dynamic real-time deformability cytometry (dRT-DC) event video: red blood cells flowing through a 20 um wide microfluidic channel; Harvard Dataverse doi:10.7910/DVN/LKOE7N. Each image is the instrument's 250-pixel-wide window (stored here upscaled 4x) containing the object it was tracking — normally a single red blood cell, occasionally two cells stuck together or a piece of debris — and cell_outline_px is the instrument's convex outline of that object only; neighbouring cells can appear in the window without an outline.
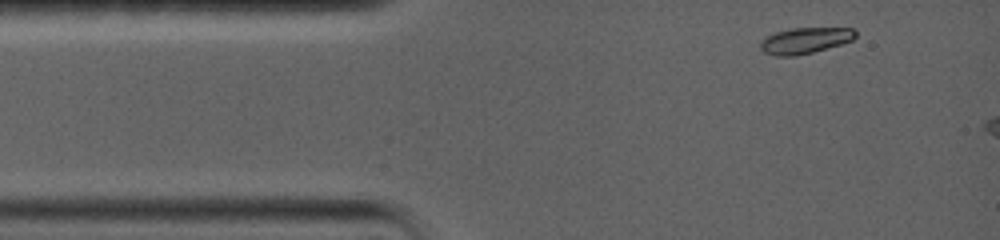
{"species": "common noctule bat (a hibernating species)", "species_latin": "Nyctalus noctula", "temperature_condition": "warm", "stored_images_in_passage": 4, "camera_frame_rate_fps": 5000, "um_per_image_px": 0.085, "animal": {"sex": "female", "body_mass_g": 19.0, "forearm_length_mm": 56.7}, "frame": {"image": 1, "passage_image": 1, "time_ms": 0.0, "image_size_px": [1000, 240], "cell_outline_px": [[856, 36], [852, 40], [840, 44], [812, 52], [796, 56], [776, 56], [764, 52], [760, 48], [760, 40], [776, 32], [788, 28], [852, 28], [856, 32]], "centroid_in_image_um": [68.4, 3.44], "position_along_channel_um": 16.6, "area_um2": 14.33}}